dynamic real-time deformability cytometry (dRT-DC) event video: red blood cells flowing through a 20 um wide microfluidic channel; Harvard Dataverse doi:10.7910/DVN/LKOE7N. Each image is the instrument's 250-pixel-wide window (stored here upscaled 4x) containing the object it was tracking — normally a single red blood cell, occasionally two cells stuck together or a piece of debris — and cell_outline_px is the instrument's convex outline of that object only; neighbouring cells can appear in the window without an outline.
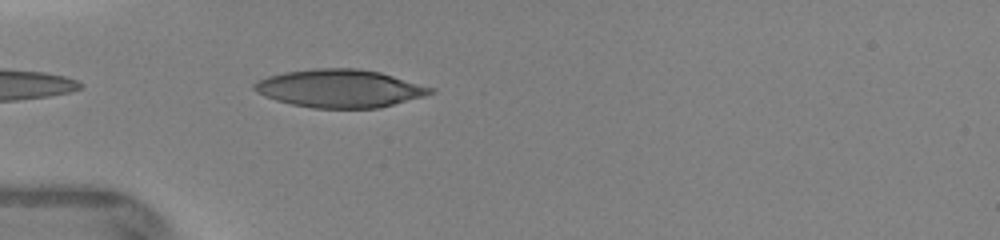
{"species": "human", "species_latin": "Homo sapiens", "temperature_condition": "warm", "stored_images_in_passage": 18, "camera_frame_rate_fps": 3000, "um_per_image_px": 0.085, "donor": {"sex": "female"}, "frame": {"image": 1, "passage_image": 11, "time_ms": 4.333, "image_size_px": [1000, 240], "cell_outline_px": [[436, 92], [424, 96], [380, 108], [312, 108], [292, 104], [276, 100], [256, 92], [252, 88], [252, 84], [268, 76], [284, 72], [312, 68], [360, 68], [380, 72], [436, 88]], "centroid_in_image_um": [28.91, 7.51], "position_along_channel_um": 56.1, "area_um2": 39.19}}